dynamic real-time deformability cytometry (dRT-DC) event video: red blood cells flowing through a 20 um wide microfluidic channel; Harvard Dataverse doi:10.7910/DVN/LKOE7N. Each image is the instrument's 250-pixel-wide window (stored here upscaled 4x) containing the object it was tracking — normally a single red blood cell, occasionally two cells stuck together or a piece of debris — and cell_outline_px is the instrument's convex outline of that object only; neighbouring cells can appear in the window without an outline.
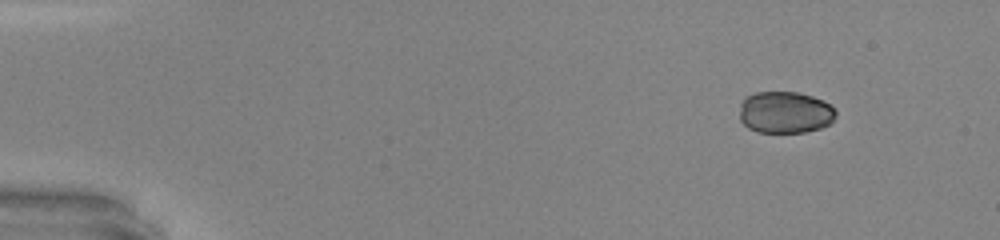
{"species": "common noctule bat (a hibernating species)", "species_latin": "Nyctalus noctula", "temperature_condition": "warm", "stored_images_in_passage": 42, "camera_frame_rate_fps": 3000, "um_per_image_px": 0.085, "animal": {"sex": "male", "body_mass_g": 20.0, "forearm_length_mm": 53.3}, "frame": {"image": 1, "passage_image": 1, "time_ms": 0.0, "image_size_px": [1000, 240], "cell_outline_px": [[832, 116], [824, 124], [816, 128], [796, 132], [764, 132], [756, 128], [752, 96], [768, 92], [784, 92], [804, 96], [820, 100], [828, 104], [832, 108]], "centroid_in_image_um": [67.07, 9.56], "position_along_channel_um": 17.9, "area_um2": 18.9}}
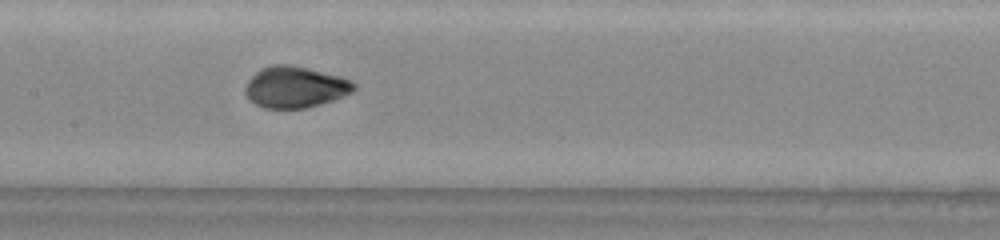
{"frame": {"image": 2, "passage_image": 21, "time_ms": 6.667, "image_size_px": [1000, 240], "cell_outline_px": [[348, 88], [332, 96], [308, 104], [268, 104], [252, 84], [264, 72], [308, 72], [344, 80], [348, 84]], "centroid_in_image_um": [25.26, 7.43], "position_along_channel_um": 182.1, "area_um2": 17.11}}
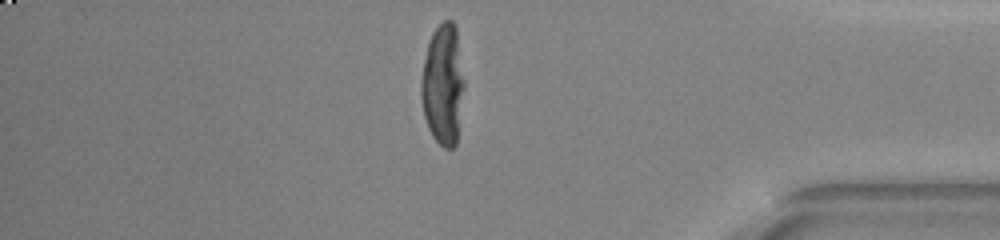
{"frame": {"image": 3, "passage_image": 38, "time_ms": 12.333, "image_size_px": [1000, 240], "cell_outline_px": [[456, 136], [452, 144], [444, 144], [432, 132], [424, 108], [424, 68], [428, 52], [432, 40], [436, 32], [448, 24], [452, 24], [456, 80]], "centroid_in_image_um": [37.51, 7.31], "position_along_channel_um": 397.7, "area_um2": 22.54}}